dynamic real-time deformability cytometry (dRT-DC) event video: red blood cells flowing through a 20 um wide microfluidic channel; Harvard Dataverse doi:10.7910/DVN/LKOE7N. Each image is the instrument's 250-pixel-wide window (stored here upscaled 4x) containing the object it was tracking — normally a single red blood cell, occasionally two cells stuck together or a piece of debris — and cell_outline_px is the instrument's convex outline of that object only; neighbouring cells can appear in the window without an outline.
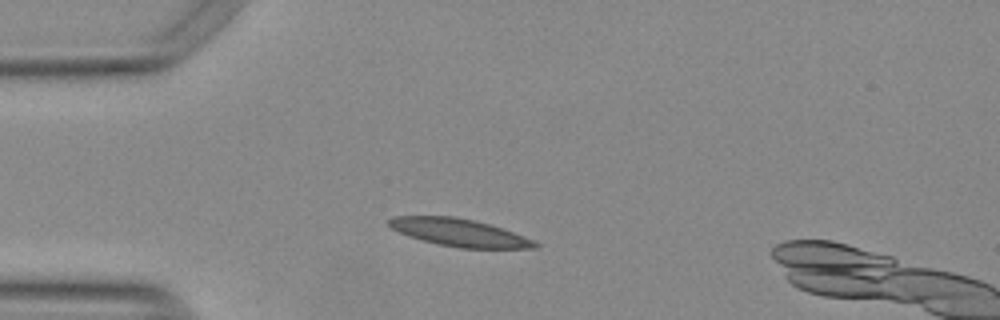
{"species": "Egyptian fruit bat (a non-hibernating species)", "species_latin": "Rousettus aegyptiacus", "temperature_condition": "warm", "stored_images_in_passage": 12, "segment_of_instrument_passage": [1, 2], "camera_frame_rate_fps": 3000, "um_per_image_px": 0.085, "animal": {"sex": "female"}, "frame": {"image": 1, "passage_image": 9, "time_ms": 2.667, "image_size_px": [1000, 320], "cell_outline_px": [[540, 248], [460, 248], [436, 244], [420, 240], [408, 236], [392, 228], [388, 224], [388, 220], [396, 216], [452, 216], [472, 220], [488, 224], [512, 232], [532, 240], [540, 244]], "centroid_in_image_um": [39.01, 19.78], "position_along_channel_um": 46.0, "area_um2": 23.18}}